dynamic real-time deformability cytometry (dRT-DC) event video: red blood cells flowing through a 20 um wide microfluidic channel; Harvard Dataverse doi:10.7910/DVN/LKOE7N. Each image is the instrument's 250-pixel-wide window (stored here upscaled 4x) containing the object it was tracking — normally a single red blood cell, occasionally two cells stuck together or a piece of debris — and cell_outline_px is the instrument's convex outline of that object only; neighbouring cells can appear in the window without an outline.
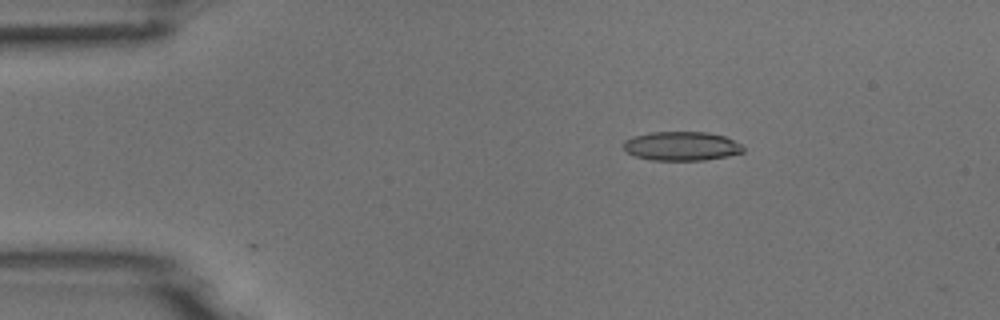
{"species": "common noctule bat (a hibernating species)", "species_latin": "Nyctalus noctula", "temperature_condition": "room temperature", "stored_images_in_passage": 9, "camera_frame_rate_fps": 3000, "um_per_image_px": 0.085, "animal": {"sex": "male", "body_mass_g": 18.8}, "frame": {"image": 1, "passage_image": 9, "time_ms": 2.667, "image_size_px": [1000, 320], "cell_outline_px": [[744, 152], [728, 156], [704, 160], [652, 160], [636, 156], [628, 152], [624, 148], [624, 140], [632, 136], [648, 132], [708, 132], [724, 136], [740, 144], [744, 148]], "centroid_in_image_um": [57.93, 12.41], "position_along_channel_um": 27.1, "area_um2": 20.23}}